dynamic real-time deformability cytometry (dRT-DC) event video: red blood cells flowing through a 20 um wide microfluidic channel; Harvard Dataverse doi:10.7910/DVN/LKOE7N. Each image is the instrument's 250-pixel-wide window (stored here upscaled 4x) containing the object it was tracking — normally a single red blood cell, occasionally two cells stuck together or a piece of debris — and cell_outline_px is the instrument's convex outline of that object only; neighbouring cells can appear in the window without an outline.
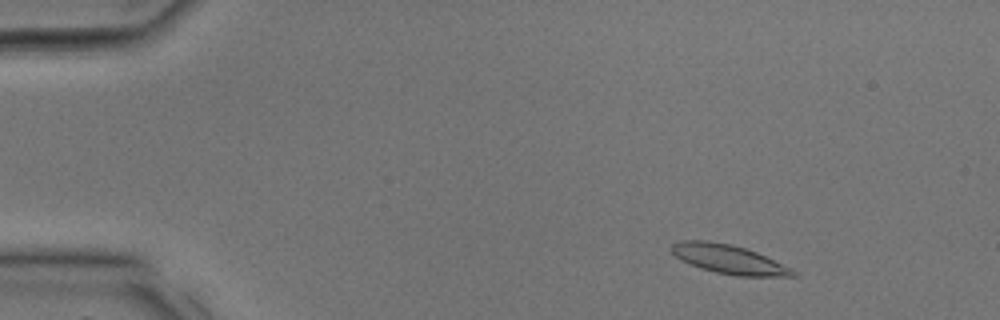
{"species": "common noctule bat (a hibernating species)", "species_latin": "Nyctalus noctula", "temperature_condition": "room temperature", "stored_images_in_passage": 8, "camera_frame_rate_fps": 3000, "um_per_image_px": 0.085, "animal": {"sex": "male", "body_mass_g": 17.9, "forearm_length_mm": 54.2}, "frame": {"image": 1, "passage_image": 4, "time_ms": 1.0, "image_size_px": [1000, 320], "cell_outline_px": [[796, 276], [736, 276], [716, 272], [700, 268], [680, 260], [672, 252], [672, 244], [680, 240], [704, 240], [732, 244], [756, 252], [792, 268], [796, 272]], "centroid_in_image_um": [61.93, 22.03], "position_along_channel_um": 23.1, "area_um2": 20.4}}